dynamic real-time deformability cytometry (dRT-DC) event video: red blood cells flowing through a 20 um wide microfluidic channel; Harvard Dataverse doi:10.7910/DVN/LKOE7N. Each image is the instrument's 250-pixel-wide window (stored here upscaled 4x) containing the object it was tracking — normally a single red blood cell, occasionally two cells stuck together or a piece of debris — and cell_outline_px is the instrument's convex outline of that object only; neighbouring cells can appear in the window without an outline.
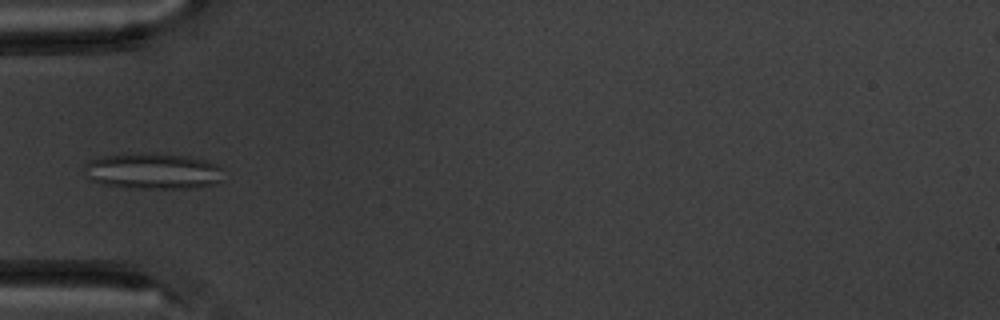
{"species": "common noctule bat (a hibernating species)", "species_latin": "Nyctalus noctula", "temperature_condition": "warm", "stored_images_in_passage": 3, "camera_frame_rate_fps": 3000, "um_per_image_px": 0.085, "animal": {"sex": "male", "body_mass_g": 20.1, "forearm_length_mm": 53.5}, "frame": {"image": 1, "passage_image": 3, "time_ms": 2.333, "image_size_px": [1000, 320], "cell_outline_px": [[220, 180], [216, 184], [192, 188], [128, 188], [104, 184], [92, 180], [88, 176], [84, 168], [84, 164], [100, 156], [144, 152], [156, 152], [188, 156], [204, 160], [216, 164], [220, 168]], "centroid_in_image_um": [12.98, 14.53], "position_along_channel_um": 72.0, "area_um2": 29.25}}